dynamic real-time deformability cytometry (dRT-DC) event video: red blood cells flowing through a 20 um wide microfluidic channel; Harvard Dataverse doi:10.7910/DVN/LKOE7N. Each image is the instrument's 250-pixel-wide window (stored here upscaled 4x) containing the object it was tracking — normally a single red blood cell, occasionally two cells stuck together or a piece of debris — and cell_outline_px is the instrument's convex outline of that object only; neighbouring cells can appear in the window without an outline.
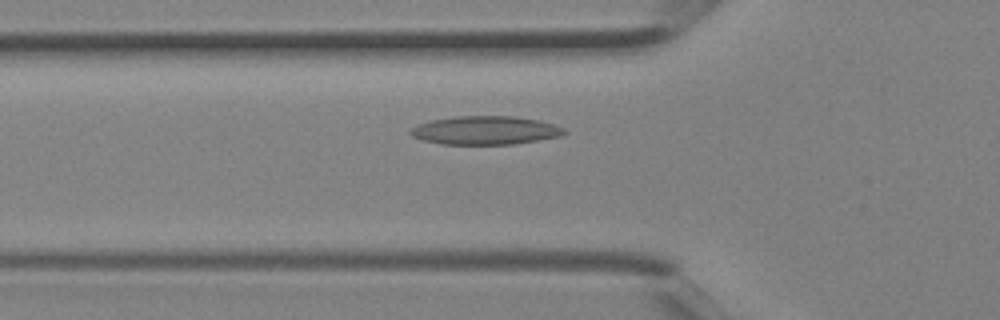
{"species": "Egyptian fruit bat (a non-hibernating species)", "species_latin": "Rousettus aegyptiacus", "temperature_condition": "room temperature", "stored_images_in_passage": 4, "camera_frame_rate_fps": 3000, "um_per_image_px": 0.085, "animal": {"sex": "female"}, "frame": {"image": 1, "passage_image": 4, "time_ms": 1.0, "image_size_px": [1000, 320], "cell_outline_px": [[568, 132], [560, 136], [512, 144], [444, 144], [424, 140], [412, 136], [408, 132], [412, 128], [420, 124], [432, 120], [456, 116], [512, 116], [540, 120], [564, 128]], "centroid_in_image_um": [41.27, 11.07], "position_along_channel_um": 84.5, "area_um2": 25.26}}